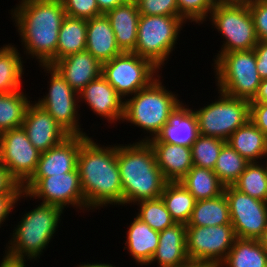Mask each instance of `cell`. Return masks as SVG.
<instances>
[{
	"instance_id": "cell-49",
	"label": "cell",
	"mask_w": 267,
	"mask_h": 267,
	"mask_svg": "<svg viewBox=\"0 0 267 267\" xmlns=\"http://www.w3.org/2000/svg\"><path fill=\"white\" fill-rule=\"evenodd\" d=\"M0 267H26V262H15L3 257Z\"/></svg>"
},
{
	"instance_id": "cell-47",
	"label": "cell",
	"mask_w": 267,
	"mask_h": 267,
	"mask_svg": "<svg viewBox=\"0 0 267 267\" xmlns=\"http://www.w3.org/2000/svg\"><path fill=\"white\" fill-rule=\"evenodd\" d=\"M250 103H267V78L262 79L257 95Z\"/></svg>"
},
{
	"instance_id": "cell-30",
	"label": "cell",
	"mask_w": 267,
	"mask_h": 267,
	"mask_svg": "<svg viewBox=\"0 0 267 267\" xmlns=\"http://www.w3.org/2000/svg\"><path fill=\"white\" fill-rule=\"evenodd\" d=\"M87 20L66 16L59 30L57 61L86 50Z\"/></svg>"
},
{
	"instance_id": "cell-34",
	"label": "cell",
	"mask_w": 267,
	"mask_h": 267,
	"mask_svg": "<svg viewBox=\"0 0 267 267\" xmlns=\"http://www.w3.org/2000/svg\"><path fill=\"white\" fill-rule=\"evenodd\" d=\"M251 162L233 183V187L252 198L267 202V161Z\"/></svg>"
},
{
	"instance_id": "cell-35",
	"label": "cell",
	"mask_w": 267,
	"mask_h": 267,
	"mask_svg": "<svg viewBox=\"0 0 267 267\" xmlns=\"http://www.w3.org/2000/svg\"><path fill=\"white\" fill-rule=\"evenodd\" d=\"M249 163L226 143L220 151L213 171L225 186L233 185Z\"/></svg>"
},
{
	"instance_id": "cell-25",
	"label": "cell",
	"mask_w": 267,
	"mask_h": 267,
	"mask_svg": "<svg viewBox=\"0 0 267 267\" xmlns=\"http://www.w3.org/2000/svg\"><path fill=\"white\" fill-rule=\"evenodd\" d=\"M198 135L196 114L193 109L182 103L158 138L164 143L190 147Z\"/></svg>"
},
{
	"instance_id": "cell-43",
	"label": "cell",
	"mask_w": 267,
	"mask_h": 267,
	"mask_svg": "<svg viewBox=\"0 0 267 267\" xmlns=\"http://www.w3.org/2000/svg\"><path fill=\"white\" fill-rule=\"evenodd\" d=\"M250 121L267 136V103H250Z\"/></svg>"
},
{
	"instance_id": "cell-42",
	"label": "cell",
	"mask_w": 267,
	"mask_h": 267,
	"mask_svg": "<svg viewBox=\"0 0 267 267\" xmlns=\"http://www.w3.org/2000/svg\"><path fill=\"white\" fill-rule=\"evenodd\" d=\"M22 185L10 174L0 162V194H21Z\"/></svg>"
},
{
	"instance_id": "cell-16",
	"label": "cell",
	"mask_w": 267,
	"mask_h": 267,
	"mask_svg": "<svg viewBox=\"0 0 267 267\" xmlns=\"http://www.w3.org/2000/svg\"><path fill=\"white\" fill-rule=\"evenodd\" d=\"M22 128L30 142L40 152L55 147L70 135L62 126L36 102L30 103L25 113Z\"/></svg>"
},
{
	"instance_id": "cell-52",
	"label": "cell",
	"mask_w": 267,
	"mask_h": 267,
	"mask_svg": "<svg viewBox=\"0 0 267 267\" xmlns=\"http://www.w3.org/2000/svg\"><path fill=\"white\" fill-rule=\"evenodd\" d=\"M77 267H98V263H85V264H81V265H77Z\"/></svg>"
},
{
	"instance_id": "cell-39",
	"label": "cell",
	"mask_w": 267,
	"mask_h": 267,
	"mask_svg": "<svg viewBox=\"0 0 267 267\" xmlns=\"http://www.w3.org/2000/svg\"><path fill=\"white\" fill-rule=\"evenodd\" d=\"M66 16L89 20L102 15L96 0H61Z\"/></svg>"
},
{
	"instance_id": "cell-36",
	"label": "cell",
	"mask_w": 267,
	"mask_h": 267,
	"mask_svg": "<svg viewBox=\"0 0 267 267\" xmlns=\"http://www.w3.org/2000/svg\"><path fill=\"white\" fill-rule=\"evenodd\" d=\"M226 143L227 141L221 138L199 134L190 146L193 165L213 170L220 151Z\"/></svg>"
},
{
	"instance_id": "cell-40",
	"label": "cell",
	"mask_w": 267,
	"mask_h": 267,
	"mask_svg": "<svg viewBox=\"0 0 267 267\" xmlns=\"http://www.w3.org/2000/svg\"><path fill=\"white\" fill-rule=\"evenodd\" d=\"M140 15L179 16L177 0H138Z\"/></svg>"
},
{
	"instance_id": "cell-32",
	"label": "cell",
	"mask_w": 267,
	"mask_h": 267,
	"mask_svg": "<svg viewBox=\"0 0 267 267\" xmlns=\"http://www.w3.org/2000/svg\"><path fill=\"white\" fill-rule=\"evenodd\" d=\"M8 44L0 47V93L20 90L24 74L20 51Z\"/></svg>"
},
{
	"instance_id": "cell-1",
	"label": "cell",
	"mask_w": 267,
	"mask_h": 267,
	"mask_svg": "<svg viewBox=\"0 0 267 267\" xmlns=\"http://www.w3.org/2000/svg\"><path fill=\"white\" fill-rule=\"evenodd\" d=\"M11 11L26 56L39 65L57 61L59 30L66 17L61 0H20Z\"/></svg>"
},
{
	"instance_id": "cell-46",
	"label": "cell",
	"mask_w": 267,
	"mask_h": 267,
	"mask_svg": "<svg viewBox=\"0 0 267 267\" xmlns=\"http://www.w3.org/2000/svg\"><path fill=\"white\" fill-rule=\"evenodd\" d=\"M99 11L106 14L108 11L114 9L116 6L125 3L124 0H96Z\"/></svg>"
},
{
	"instance_id": "cell-51",
	"label": "cell",
	"mask_w": 267,
	"mask_h": 267,
	"mask_svg": "<svg viewBox=\"0 0 267 267\" xmlns=\"http://www.w3.org/2000/svg\"><path fill=\"white\" fill-rule=\"evenodd\" d=\"M253 0H218V2L249 3Z\"/></svg>"
},
{
	"instance_id": "cell-27",
	"label": "cell",
	"mask_w": 267,
	"mask_h": 267,
	"mask_svg": "<svg viewBox=\"0 0 267 267\" xmlns=\"http://www.w3.org/2000/svg\"><path fill=\"white\" fill-rule=\"evenodd\" d=\"M219 267H267V250L257 239L236 238Z\"/></svg>"
},
{
	"instance_id": "cell-15",
	"label": "cell",
	"mask_w": 267,
	"mask_h": 267,
	"mask_svg": "<svg viewBox=\"0 0 267 267\" xmlns=\"http://www.w3.org/2000/svg\"><path fill=\"white\" fill-rule=\"evenodd\" d=\"M40 153L30 142L22 127L0 134V162L20 185H23L35 172Z\"/></svg>"
},
{
	"instance_id": "cell-4",
	"label": "cell",
	"mask_w": 267,
	"mask_h": 267,
	"mask_svg": "<svg viewBox=\"0 0 267 267\" xmlns=\"http://www.w3.org/2000/svg\"><path fill=\"white\" fill-rule=\"evenodd\" d=\"M63 212L58 206L43 203L25 212L13 229L3 257L15 262L37 261L56 234Z\"/></svg>"
},
{
	"instance_id": "cell-14",
	"label": "cell",
	"mask_w": 267,
	"mask_h": 267,
	"mask_svg": "<svg viewBox=\"0 0 267 267\" xmlns=\"http://www.w3.org/2000/svg\"><path fill=\"white\" fill-rule=\"evenodd\" d=\"M224 193L236 237L258 240L267 227V202L252 198L232 185L225 186Z\"/></svg>"
},
{
	"instance_id": "cell-31",
	"label": "cell",
	"mask_w": 267,
	"mask_h": 267,
	"mask_svg": "<svg viewBox=\"0 0 267 267\" xmlns=\"http://www.w3.org/2000/svg\"><path fill=\"white\" fill-rule=\"evenodd\" d=\"M167 210L176 223L189 222L192 211L195 207L196 199L193 195L178 182H167L161 194Z\"/></svg>"
},
{
	"instance_id": "cell-28",
	"label": "cell",
	"mask_w": 267,
	"mask_h": 267,
	"mask_svg": "<svg viewBox=\"0 0 267 267\" xmlns=\"http://www.w3.org/2000/svg\"><path fill=\"white\" fill-rule=\"evenodd\" d=\"M231 224L229 205L225 193L212 199L196 201L186 226H218Z\"/></svg>"
},
{
	"instance_id": "cell-22",
	"label": "cell",
	"mask_w": 267,
	"mask_h": 267,
	"mask_svg": "<svg viewBox=\"0 0 267 267\" xmlns=\"http://www.w3.org/2000/svg\"><path fill=\"white\" fill-rule=\"evenodd\" d=\"M115 34L116 42L124 53L133 52L137 42L140 18L137 3L125 2L105 14Z\"/></svg>"
},
{
	"instance_id": "cell-45",
	"label": "cell",
	"mask_w": 267,
	"mask_h": 267,
	"mask_svg": "<svg viewBox=\"0 0 267 267\" xmlns=\"http://www.w3.org/2000/svg\"><path fill=\"white\" fill-rule=\"evenodd\" d=\"M256 53V66L261 79L267 78V42L258 41L253 48Z\"/></svg>"
},
{
	"instance_id": "cell-23",
	"label": "cell",
	"mask_w": 267,
	"mask_h": 267,
	"mask_svg": "<svg viewBox=\"0 0 267 267\" xmlns=\"http://www.w3.org/2000/svg\"><path fill=\"white\" fill-rule=\"evenodd\" d=\"M86 50L101 64L123 53L105 14L87 20Z\"/></svg>"
},
{
	"instance_id": "cell-33",
	"label": "cell",
	"mask_w": 267,
	"mask_h": 267,
	"mask_svg": "<svg viewBox=\"0 0 267 267\" xmlns=\"http://www.w3.org/2000/svg\"><path fill=\"white\" fill-rule=\"evenodd\" d=\"M28 95L20 90L0 93V134L22 127L29 106Z\"/></svg>"
},
{
	"instance_id": "cell-44",
	"label": "cell",
	"mask_w": 267,
	"mask_h": 267,
	"mask_svg": "<svg viewBox=\"0 0 267 267\" xmlns=\"http://www.w3.org/2000/svg\"><path fill=\"white\" fill-rule=\"evenodd\" d=\"M23 197H25L24 191L21 194H0V228L5 220H8L10 212L15 208L14 206Z\"/></svg>"
},
{
	"instance_id": "cell-13",
	"label": "cell",
	"mask_w": 267,
	"mask_h": 267,
	"mask_svg": "<svg viewBox=\"0 0 267 267\" xmlns=\"http://www.w3.org/2000/svg\"><path fill=\"white\" fill-rule=\"evenodd\" d=\"M236 238L231 224L204 227L186 226L188 258L219 267L226 259Z\"/></svg>"
},
{
	"instance_id": "cell-53",
	"label": "cell",
	"mask_w": 267,
	"mask_h": 267,
	"mask_svg": "<svg viewBox=\"0 0 267 267\" xmlns=\"http://www.w3.org/2000/svg\"><path fill=\"white\" fill-rule=\"evenodd\" d=\"M98 267H116V266H114V265H112V264H105V263H98Z\"/></svg>"
},
{
	"instance_id": "cell-41",
	"label": "cell",
	"mask_w": 267,
	"mask_h": 267,
	"mask_svg": "<svg viewBox=\"0 0 267 267\" xmlns=\"http://www.w3.org/2000/svg\"><path fill=\"white\" fill-rule=\"evenodd\" d=\"M248 6L259 41L267 42V0H253Z\"/></svg>"
},
{
	"instance_id": "cell-8",
	"label": "cell",
	"mask_w": 267,
	"mask_h": 267,
	"mask_svg": "<svg viewBox=\"0 0 267 267\" xmlns=\"http://www.w3.org/2000/svg\"><path fill=\"white\" fill-rule=\"evenodd\" d=\"M209 19L225 39L215 59L223 53L252 50L259 41L248 3L218 2Z\"/></svg>"
},
{
	"instance_id": "cell-20",
	"label": "cell",
	"mask_w": 267,
	"mask_h": 267,
	"mask_svg": "<svg viewBox=\"0 0 267 267\" xmlns=\"http://www.w3.org/2000/svg\"><path fill=\"white\" fill-rule=\"evenodd\" d=\"M148 142L155 152L157 165L168 182L180 181L194 166L190 147L164 143L158 137Z\"/></svg>"
},
{
	"instance_id": "cell-38",
	"label": "cell",
	"mask_w": 267,
	"mask_h": 267,
	"mask_svg": "<svg viewBox=\"0 0 267 267\" xmlns=\"http://www.w3.org/2000/svg\"><path fill=\"white\" fill-rule=\"evenodd\" d=\"M218 0H177L179 17L199 25L207 20ZM188 19V20H187Z\"/></svg>"
},
{
	"instance_id": "cell-17",
	"label": "cell",
	"mask_w": 267,
	"mask_h": 267,
	"mask_svg": "<svg viewBox=\"0 0 267 267\" xmlns=\"http://www.w3.org/2000/svg\"><path fill=\"white\" fill-rule=\"evenodd\" d=\"M82 101L101 119L110 123L122 121L124 115V99L115 91L109 82L100 75L86 85L78 94Z\"/></svg>"
},
{
	"instance_id": "cell-5",
	"label": "cell",
	"mask_w": 267,
	"mask_h": 267,
	"mask_svg": "<svg viewBox=\"0 0 267 267\" xmlns=\"http://www.w3.org/2000/svg\"><path fill=\"white\" fill-rule=\"evenodd\" d=\"M160 78L159 75L147 87L124 100L122 122H130L145 130L147 135L150 134L139 142H148L158 137L183 103L177 97L178 94L166 89Z\"/></svg>"
},
{
	"instance_id": "cell-50",
	"label": "cell",
	"mask_w": 267,
	"mask_h": 267,
	"mask_svg": "<svg viewBox=\"0 0 267 267\" xmlns=\"http://www.w3.org/2000/svg\"><path fill=\"white\" fill-rule=\"evenodd\" d=\"M260 244L267 250V227L263 231L262 236L258 239Z\"/></svg>"
},
{
	"instance_id": "cell-12",
	"label": "cell",
	"mask_w": 267,
	"mask_h": 267,
	"mask_svg": "<svg viewBox=\"0 0 267 267\" xmlns=\"http://www.w3.org/2000/svg\"><path fill=\"white\" fill-rule=\"evenodd\" d=\"M40 67L50 74L49 91L44 98H39L35 102L44 108L69 135H87L83 132V128H80V114L77 111L80 108L78 93L52 65H40Z\"/></svg>"
},
{
	"instance_id": "cell-10",
	"label": "cell",
	"mask_w": 267,
	"mask_h": 267,
	"mask_svg": "<svg viewBox=\"0 0 267 267\" xmlns=\"http://www.w3.org/2000/svg\"><path fill=\"white\" fill-rule=\"evenodd\" d=\"M158 70L149 60L132 52H123L102 63L101 75L125 100L156 79L160 75Z\"/></svg>"
},
{
	"instance_id": "cell-19",
	"label": "cell",
	"mask_w": 267,
	"mask_h": 267,
	"mask_svg": "<svg viewBox=\"0 0 267 267\" xmlns=\"http://www.w3.org/2000/svg\"><path fill=\"white\" fill-rule=\"evenodd\" d=\"M52 66L78 94L102 73V64L87 50L66 56Z\"/></svg>"
},
{
	"instance_id": "cell-3",
	"label": "cell",
	"mask_w": 267,
	"mask_h": 267,
	"mask_svg": "<svg viewBox=\"0 0 267 267\" xmlns=\"http://www.w3.org/2000/svg\"><path fill=\"white\" fill-rule=\"evenodd\" d=\"M117 163L123 190V205L161 197L168 182L157 165L149 142L117 144Z\"/></svg>"
},
{
	"instance_id": "cell-26",
	"label": "cell",
	"mask_w": 267,
	"mask_h": 267,
	"mask_svg": "<svg viewBox=\"0 0 267 267\" xmlns=\"http://www.w3.org/2000/svg\"><path fill=\"white\" fill-rule=\"evenodd\" d=\"M227 143L250 163L262 162L267 156V136L250 120L236 129Z\"/></svg>"
},
{
	"instance_id": "cell-6",
	"label": "cell",
	"mask_w": 267,
	"mask_h": 267,
	"mask_svg": "<svg viewBox=\"0 0 267 267\" xmlns=\"http://www.w3.org/2000/svg\"><path fill=\"white\" fill-rule=\"evenodd\" d=\"M213 60L218 91L234 98L252 101L262 81L257 70L254 49L223 53Z\"/></svg>"
},
{
	"instance_id": "cell-9",
	"label": "cell",
	"mask_w": 267,
	"mask_h": 267,
	"mask_svg": "<svg viewBox=\"0 0 267 267\" xmlns=\"http://www.w3.org/2000/svg\"><path fill=\"white\" fill-rule=\"evenodd\" d=\"M218 94L215 102L193 111L200 135L227 141L236 129L250 120V101L228 96L221 91Z\"/></svg>"
},
{
	"instance_id": "cell-11",
	"label": "cell",
	"mask_w": 267,
	"mask_h": 267,
	"mask_svg": "<svg viewBox=\"0 0 267 267\" xmlns=\"http://www.w3.org/2000/svg\"><path fill=\"white\" fill-rule=\"evenodd\" d=\"M25 198L41 199L43 204L55 205L62 210L69 207L88 210L81 189L77 167L68 173L49 177H30L23 185Z\"/></svg>"
},
{
	"instance_id": "cell-48",
	"label": "cell",
	"mask_w": 267,
	"mask_h": 267,
	"mask_svg": "<svg viewBox=\"0 0 267 267\" xmlns=\"http://www.w3.org/2000/svg\"><path fill=\"white\" fill-rule=\"evenodd\" d=\"M177 267H216L215 265L198 260H188Z\"/></svg>"
},
{
	"instance_id": "cell-21",
	"label": "cell",
	"mask_w": 267,
	"mask_h": 267,
	"mask_svg": "<svg viewBox=\"0 0 267 267\" xmlns=\"http://www.w3.org/2000/svg\"><path fill=\"white\" fill-rule=\"evenodd\" d=\"M188 260L186 224L175 223L160 231L157 250L149 264L157 261V267H177Z\"/></svg>"
},
{
	"instance_id": "cell-18",
	"label": "cell",
	"mask_w": 267,
	"mask_h": 267,
	"mask_svg": "<svg viewBox=\"0 0 267 267\" xmlns=\"http://www.w3.org/2000/svg\"><path fill=\"white\" fill-rule=\"evenodd\" d=\"M88 135H70L59 145L40 153L35 172L31 177H49L73 171L81 144Z\"/></svg>"
},
{
	"instance_id": "cell-29",
	"label": "cell",
	"mask_w": 267,
	"mask_h": 267,
	"mask_svg": "<svg viewBox=\"0 0 267 267\" xmlns=\"http://www.w3.org/2000/svg\"><path fill=\"white\" fill-rule=\"evenodd\" d=\"M196 201L212 199L224 193L225 185L212 169L193 166L180 180Z\"/></svg>"
},
{
	"instance_id": "cell-7",
	"label": "cell",
	"mask_w": 267,
	"mask_h": 267,
	"mask_svg": "<svg viewBox=\"0 0 267 267\" xmlns=\"http://www.w3.org/2000/svg\"><path fill=\"white\" fill-rule=\"evenodd\" d=\"M185 22L179 16L140 15L136 47L132 53L162 69L175 49Z\"/></svg>"
},
{
	"instance_id": "cell-24",
	"label": "cell",
	"mask_w": 267,
	"mask_h": 267,
	"mask_svg": "<svg viewBox=\"0 0 267 267\" xmlns=\"http://www.w3.org/2000/svg\"><path fill=\"white\" fill-rule=\"evenodd\" d=\"M124 250L127 248L133 260L137 264L149 265L155 254L159 241V232L153 230L147 223L141 221L138 217H134L131 221Z\"/></svg>"
},
{
	"instance_id": "cell-37",
	"label": "cell",
	"mask_w": 267,
	"mask_h": 267,
	"mask_svg": "<svg viewBox=\"0 0 267 267\" xmlns=\"http://www.w3.org/2000/svg\"><path fill=\"white\" fill-rule=\"evenodd\" d=\"M135 205L139 206L136 217L147 223L153 230L160 232L176 223L161 197L141 201Z\"/></svg>"
},
{
	"instance_id": "cell-54",
	"label": "cell",
	"mask_w": 267,
	"mask_h": 267,
	"mask_svg": "<svg viewBox=\"0 0 267 267\" xmlns=\"http://www.w3.org/2000/svg\"><path fill=\"white\" fill-rule=\"evenodd\" d=\"M125 2H137L138 0H124Z\"/></svg>"
},
{
	"instance_id": "cell-2",
	"label": "cell",
	"mask_w": 267,
	"mask_h": 267,
	"mask_svg": "<svg viewBox=\"0 0 267 267\" xmlns=\"http://www.w3.org/2000/svg\"><path fill=\"white\" fill-rule=\"evenodd\" d=\"M77 170L88 211L109 204L123 206L116 144L101 146L88 137L81 144Z\"/></svg>"
}]
</instances>
